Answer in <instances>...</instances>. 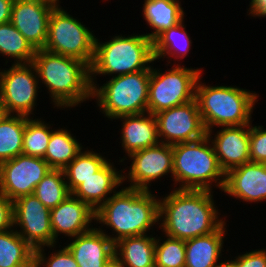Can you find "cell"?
<instances>
[{
  "instance_id": "cell-1",
  "label": "cell",
  "mask_w": 266,
  "mask_h": 267,
  "mask_svg": "<svg viewBox=\"0 0 266 267\" xmlns=\"http://www.w3.org/2000/svg\"><path fill=\"white\" fill-rule=\"evenodd\" d=\"M213 193L209 190L173 188L165 197L160 196L161 235L188 240L218 230L227 221L220 217Z\"/></svg>"
},
{
  "instance_id": "cell-2",
  "label": "cell",
  "mask_w": 266,
  "mask_h": 267,
  "mask_svg": "<svg viewBox=\"0 0 266 267\" xmlns=\"http://www.w3.org/2000/svg\"><path fill=\"white\" fill-rule=\"evenodd\" d=\"M120 188L95 211V223L103 228L106 225L115 235L100 226L98 229L114 244L125 237L150 234L155 226L159 228V196L153 190Z\"/></svg>"
},
{
  "instance_id": "cell-3",
  "label": "cell",
  "mask_w": 266,
  "mask_h": 267,
  "mask_svg": "<svg viewBox=\"0 0 266 267\" xmlns=\"http://www.w3.org/2000/svg\"><path fill=\"white\" fill-rule=\"evenodd\" d=\"M32 64L40 85L43 84L48 89L53 108L71 109L92 99L90 67L85 62L38 49Z\"/></svg>"
},
{
  "instance_id": "cell-4",
  "label": "cell",
  "mask_w": 266,
  "mask_h": 267,
  "mask_svg": "<svg viewBox=\"0 0 266 267\" xmlns=\"http://www.w3.org/2000/svg\"><path fill=\"white\" fill-rule=\"evenodd\" d=\"M199 76L195 100L206 132L217 127L242 126L252 123V113L259 94L237 86H211ZM202 76V77H201Z\"/></svg>"
},
{
  "instance_id": "cell-5",
  "label": "cell",
  "mask_w": 266,
  "mask_h": 267,
  "mask_svg": "<svg viewBox=\"0 0 266 267\" xmlns=\"http://www.w3.org/2000/svg\"><path fill=\"white\" fill-rule=\"evenodd\" d=\"M105 42L95 39V49L90 66V83L97 84V75L119 76L151 70L154 64L153 41L144 34L128 36L115 34Z\"/></svg>"
},
{
  "instance_id": "cell-6",
  "label": "cell",
  "mask_w": 266,
  "mask_h": 267,
  "mask_svg": "<svg viewBox=\"0 0 266 267\" xmlns=\"http://www.w3.org/2000/svg\"><path fill=\"white\" fill-rule=\"evenodd\" d=\"M172 149L174 189L213 191L212 187H216L223 190L225 172L208 135L196 141L172 145Z\"/></svg>"
},
{
  "instance_id": "cell-7",
  "label": "cell",
  "mask_w": 266,
  "mask_h": 267,
  "mask_svg": "<svg viewBox=\"0 0 266 267\" xmlns=\"http://www.w3.org/2000/svg\"><path fill=\"white\" fill-rule=\"evenodd\" d=\"M150 70L109 77L102 86L91 85L97 108L112 121L125 115L148 112Z\"/></svg>"
},
{
  "instance_id": "cell-8",
  "label": "cell",
  "mask_w": 266,
  "mask_h": 267,
  "mask_svg": "<svg viewBox=\"0 0 266 267\" xmlns=\"http://www.w3.org/2000/svg\"><path fill=\"white\" fill-rule=\"evenodd\" d=\"M151 65L148 112L156 114L195 99V88L203 68H187L181 64L162 71Z\"/></svg>"
},
{
  "instance_id": "cell-9",
  "label": "cell",
  "mask_w": 266,
  "mask_h": 267,
  "mask_svg": "<svg viewBox=\"0 0 266 267\" xmlns=\"http://www.w3.org/2000/svg\"><path fill=\"white\" fill-rule=\"evenodd\" d=\"M83 22L62 6H55L49 18L48 34L43 49L92 64L96 36Z\"/></svg>"
},
{
  "instance_id": "cell-10",
  "label": "cell",
  "mask_w": 266,
  "mask_h": 267,
  "mask_svg": "<svg viewBox=\"0 0 266 267\" xmlns=\"http://www.w3.org/2000/svg\"><path fill=\"white\" fill-rule=\"evenodd\" d=\"M38 85L32 63L12 64L8 69H0V101L8 114L34 117L38 93L41 92Z\"/></svg>"
},
{
  "instance_id": "cell-11",
  "label": "cell",
  "mask_w": 266,
  "mask_h": 267,
  "mask_svg": "<svg viewBox=\"0 0 266 267\" xmlns=\"http://www.w3.org/2000/svg\"><path fill=\"white\" fill-rule=\"evenodd\" d=\"M127 158H130L129 160L132 161L130 166L126 167L129 171L123 168V183H126V181L130 183V186L126 187L150 191L151 182L161 181V178L166 175L168 177L169 173L173 181L172 145L159 143L131 153L128 157L119 159V162L124 163L125 159L128 160ZM125 170L128 173L124 172Z\"/></svg>"
},
{
  "instance_id": "cell-12",
  "label": "cell",
  "mask_w": 266,
  "mask_h": 267,
  "mask_svg": "<svg viewBox=\"0 0 266 267\" xmlns=\"http://www.w3.org/2000/svg\"><path fill=\"white\" fill-rule=\"evenodd\" d=\"M13 214V228L34 250L54 245L50 209L36 196L24 195L14 200Z\"/></svg>"
},
{
  "instance_id": "cell-13",
  "label": "cell",
  "mask_w": 266,
  "mask_h": 267,
  "mask_svg": "<svg viewBox=\"0 0 266 267\" xmlns=\"http://www.w3.org/2000/svg\"><path fill=\"white\" fill-rule=\"evenodd\" d=\"M154 115L160 143L175 145L196 141L207 135L195 99Z\"/></svg>"
},
{
  "instance_id": "cell-14",
  "label": "cell",
  "mask_w": 266,
  "mask_h": 267,
  "mask_svg": "<svg viewBox=\"0 0 266 267\" xmlns=\"http://www.w3.org/2000/svg\"><path fill=\"white\" fill-rule=\"evenodd\" d=\"M51 170L43 158L20 154L0 164V192L12 201L31 195Z\"/></svg>"
},
{
  "instance_id": "cell-15",
  "label": "cell",
  "mask_w": 266,
  "mask_h": 267,
  "mask_svg": "<svg viewBox=\"0 0 266 267\" xmlns=\"http://www.w3.org/2000/svg\"><path fill=\"white\" fill-rule=\"evenodd\" d=\"M55 5L44 0H14L10 22L35 50L47 40L49 18Z\"/></svg>"
},
{
  "instance_id": "cell-16",
  "label": "cell",
  "mask_w": 266,
  "mask_h": 267,
  "mask_svg": "<svg viewBox=\"0 0 266 267\" xmlns=\"http://www.w3.org/2000/svg\"><path fill=\"white\" fill-rule=\"evenodd\" d=\"M249 131L250 124L221 127L215 134L213 129L207 131L219 165L225 174L231 169L250 162Z\"/></svg>"
},
{
  "instance_id": "cell-17",
  "label": "cell",
  "mask_w": 266,
  "mask_h": 267,
  "mask_svg": "<svg viewBox=\"0 0 266 267\" xmlns=\"http://www.w3.org/2000/svg\"><path fill=\"white\" fill-rule=\"evenodd\" d=\"M222 192L246 203L266 201V164L248 162L231 169Z\"/></svg>"
},
{
  "instance_id": "cell-18",
  "label": "cell",
  "mask_w": 266,
  "mask_h": 267,
  "mask_svg": "<svg viewBox=\"0 0 266 267\" xmlns=\"http://www.w3.org/2000/svg\"><path fill=\"white\" fill-rule=\"evenodd\" d=\"M50 215L54 244L58 243L60 234L70 240L90 231L95 223V211L72 194L50 209Z\"/></svg>"
},
{
  "instance_id": "cell-19",
  "label": "cell",
  "mask_w": 266,
  "mask_h": 267,
  "mask_svg": "<svg viewBox=\"0 0 266 267\" xmlns=\"http://www.w3.org/2000/svg\"><path fill=\"white\" fill-rule=\"evenodd\" d=\"M71 240L66 247L79 267H106L114 258V243L97 226Z\"/></svg>"
},
{
  "instance_id": "cell-20",
  "label": "cell",
  "mask_w": 266,
  "mask_h": 267,
  "mask_svg": "<svg viewBox=\"0 0 266 267\" xmlns=\"http://www.w3.org/2000/svg\"><path fill=\"white\" fill-rule=\"evenodd\" d=\"M110 161L112 160L109 159L95 174L85 179L71 192L73 196L87 203L94 211L123 184V170L117 169Z\"/></svg>"
},
{
  "instance_id": "cell-21",
  "label": "cell",
  "mask_w": 266,
  "mask_h": 267,
  "mask_svg": "<svg viewBox=\"0 0 266 267\" xmlns=\"http://www.w3.org/2000/svg\"><path fill=\"white\" fill-rule=\"evenodd\" d=\"M121 120L120 142L127 156L160 143L155 115L145 112L116 118Z\"/></svg>"
},
{
  "instance_id": "cell-22",
  "label": "cell",
  "mask_w": 266,
  "mask_h": 267,
  "mask_svg": "<svg viewBox=\"0 0 266 267\" xmlns=\"http://www.w3.org/2000/svg\"><path fill=\"white\" fill-rule=\"evenodd\" d=\"M226 224L207 235L185 240V267H215L223 262L220 257L224 255Z\"/></svg>"
},
{
  "instance_id": "cell-23",
  "label": "cell",
  "mask_w": 266,
  "mask_h": 267,
  "mask_svg": "<svg viewBox=\"0 0 266 267\" xmlns=\"http://www.w3.org/2000/svg\"><path fill=\"white\" fill-rule=\"evenodd\" d=\"M142 15L153 31L145 35L152 41L164 30L181 22L185 13L180 0H144Z\"/></svg>"
},
{
  "instance_id": "cell-24",
  "label": "cell",
  "mask_w": 266,
  "mask_h": 267,
  "mask_svg": "<svg viewBox=\"0 0 266 267\" xmlns=\"http://www.w3.org/2000/svg\"><path fill=\"white\" fill-rule=\"evenodd\" d=\"M114 257L125 267H155L153 234L131 236L114 244Z\"/></svg>"
},
{
  "instance_id": "cell-25",
  "label": "cell",
  "mask_w": 266,
  "mask_h": 267,
  "mask_svg": "<svg viewBox=\"0 0 266 267\" xmlns=\"http://www.w3.org/2000/svg\"><path fill=\"white\" fill-rule=\"evenodd\" d=\"M184 19L176 26L164 30L153 40V55L155 62L166 58L170 65H177L180 60L186 58L188 52L191 50L192 40L187 34L186 24ZM176 58V59H175ZM179 59V60H178Z\"/></svg>"
},
{
  "instance_id": "cell-26",
  "label": "cell",
  "mask_w": 266,
  "mask_h": 267,
  "mask_svg": "<svg viewBox=\"0 0 266 267\" xmlns=\"http://www.w3.org/2000/svg\"><path fill=\"white\" fill-rule=\"evenodd\" d=\"M67 128L53 129L43 159L51 169L63 170L83 150V146Z\"/></svg>"
},
{
  "instance_id": "cell-27",
  "label": "cell",
  "mask_w": 266,
  "mask_h": 267,
  "mask_svg": "<svg viewBox=\"0 0 266 267\" xmlns=\"http://www.w3.org/2000/svg\"><path fill=\"white\" fill-rule=\"evenodd\" d=\"M0 267H34V249L14 228L0 232Z\"/></svg>"
},
{
  "instance_id": "cell-28",
  "label": "cell",
  "mask_w": 266,
  "mask_h": 267,
  "mask_svg": "<svg viewBox=\"0 0 266 267\" xmlns=\"http://www.w3.org/2000/svg\"><path fill=\"white\" fill-rule=\"evenodd\" d=\"M36 50L11 23L0 24V55L6 56V64L13 58L12 64L32 63Z\"/></svg>"
},
{
  "instance_id": "cell-29",
  "label": "cell",
  "mask_w": 266,
  "mask_h": 267,
  "mask_svg": "<svg viewBox=\"0 0 266 267\" xmlns=\"http://www.w3.org/2000/svg\"><path fill=\"white\" fill-rule=\"evenodd\" d=\"M26 116L8 114L0 123V164L22 154Z\"/></svg>"
},
{
  "instance_id": "cell-30",
  "label": "cell",
  "mask_w": 266,
  "mask_h": 267,
  "mask_svg": "<svg viewBox=\"0 0 266 267\" xmlns=\"http://www.w3.org/2000/svg\"><path fill=\"white\" fill-rule=\"evenodd\" d=\"M64 169L65 181L72 192L85 179L95 174L109 159L92 149L84 148Z\"/></svg>"
},
{
  "instance_id": "cell-31",
  "label": "cell",
  "mask_w": 266,
  "mask_h": 267,
  "mask_svg": "<svg viewBox=\"0 0 266 267\" xmlns=\"http://www.w3.org/2000/svg\"><path fill=\"white\" fill-rule=\"evenodd\" d=\"M33 195L49 209L58 206L71 195L63 170L52 169L35 187Z\"/></svg>"
},
{
  "instance_id": "cell-32",
  "label": "cell",
  "mask_w": 266,
  "mask_h": 267,
  "mask_svg": "<svg viewBox=\"0 0 266 267\" xmlns=\"http://www.w3.org/2000/svg\"><path fill=\"white\" fill-rule=\"evenodd\" d=\"M41 118L26 116L22 150L24 155L41 158L45 155L53 128L50 122L47 123Z\"/></svg>"
},
{
  "instance_id": "cell-33",
  "label": "cell",
  "mask_w": 266,
  "mask_h": 267,
  "mask_svg": "<svg viewBox=\"0 0 266 267\" xmlns=\"http://www.w3.org/2000/svg\"><path fill=\"white\" fill-rule=\"evenodd\" d=\"M161 237H155V267H185V240Z\"/></svg>"
},
{
  "instance_id": "cell-34",
  "label": "cell",
  "mask_w": 266,
  "mask_h": 267,
  "mask_svg": "<svg viewBox=\"0 0 266 267\" xmlns=\"http://www.w3.org/2000/svg\"><path fill=\"white\" fill-rule=\"evenodd\" d=\"M56 245L57 244L48 246L50 251L53 248L50 255L49 252L48 255L45 253L46 248L44 249V247L34 250V267H79L66 246L56 250Z\"/></svg>"
},
{
  "instance_id": "cell-35",
  "label": "cell",
  "mask_w": 266,
  "mask_h": 267,
  "mask_svg": "<svg viewBox=\"0 0 266 267\" xmlns=\"http://www.w3.org/2000/svg\"><path fill=\"white\" fill-rule=\"evenodd\" d=\"M250 162L266 164V129L250 124Z\"/></svg>"
},
{
  "instance_id": "cell-36",
  "label": "cell",
  "mask_w": 266,
  "mask_h": 267,
  "mask_svg": "<svg viewBox=\"0 0 266 267\" xmlns=\"http://www.w3.org/2000/svg\"><path fill=\"white\" fill-rule=\"evenodd\" d=\"M245 252L230 259L233 267H266V248Z\"/></svg>"
},
{
  "instance_id": "cell-37",
  "label": "cell",
  "mask_w": 266,
  "mask_h": 267,
  "mask_svg": "<svg viewBox=\"0 0 266 267\" xmlns=\"http://www.w3.org/2000/svg\"><path fill=\"white\" fill-rule=\"evenodd\" d=\"M13 201L0 192V232L13 228Z\"/></svg>"
},
{
  "instance_id": "cell-38",
  "label": "cell",
  "mask_w": 266,
  "mask_h": 267,
  "mask_svg": "<svg viewBox=\"0 0 266 267\" xmlns=\"http://www.w3.org/2000/svg\"><path fill=\"white\" fill-rule=\"evenodd\" d=\"M247 15L254 18L266 17V0H250Z\"/></svg>"
},
{
  "instance_id": "cell-39",
  "label": "cell",
  "mask_w": 266,
  "mask_h": 267,
  "mask_svg": "<svg viewBox=\"0 0 266 267\" xmlns=\"http://www.w3.org/2000/svg\"><path fill=\"white\" fill-rule=\"evenodd\" d=\"M14 0H0V24L10 22Z\"/></svg>"
},
{
  "instance_id": "cell-40",
  "label": "cell",
  "mask_w": 266,
  "mask_h": 267,
  "mask_svg": "<svg viewBox=\"0 0 266 267\" xmlns=\"http://www.w3.org/2000/svg\"><path fill=\"white\" fill-rule=\"evenodd\" d=\"M8 115V112L6 110V107L2 104L0 101V123L2 120Z\"/></svg>"
},
{
  "instance_id": "cell-41",
  "label": "cell",
  "mask_w": 266,
  "mask_h": 267,
  "mask_svg": "<svg viewBox=\"0 0 266 267\" xmlns=\"http://www.w3.org/2000/svg\"><path fill=\"white\" fill-rule=\"evenodd\" d=\"M106 267H125L121 262H119L115 257L107 264Z\"/></svg>"
},
{
  "instance_id": "cell-42",
  "label": "cell",
  "mask_w": 266,
  "mask_h": 267,
  "mask_svg": "<svg viewBox=\"0 0 266 267\" xmlns=\"http://www.w3.org/2000/svg\"><path fill=\"white\" fill-rule=\"evenodd\" d=\"M215 267H233V265L231 261L228 259L227 261L225 260V262H221L219 265Z\"/></svg>"
},
{
  "instance_id": "cell-43",
  "label": "cell",
  "mask_w": 266,
  "mask_h": 267,
  "mask_svg": "<svg viewBox=\"0 0 266 267\" xmlns=\"http://www.w3.org/2000/svg\"><path fill=\"white\" fill-rule=\"evenodd\" d=\"M44 1H48V2L52 3L55 6H60L59 3H61L59 0H44Z\"/></svg>"
}]
</instances>
